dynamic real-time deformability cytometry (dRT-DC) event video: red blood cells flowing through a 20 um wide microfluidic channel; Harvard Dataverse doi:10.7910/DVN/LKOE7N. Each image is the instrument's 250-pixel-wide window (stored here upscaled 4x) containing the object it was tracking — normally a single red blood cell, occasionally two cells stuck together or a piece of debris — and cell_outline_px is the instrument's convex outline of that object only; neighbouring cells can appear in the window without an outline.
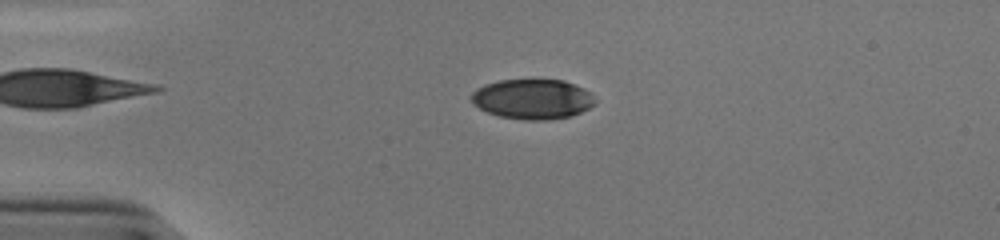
{"species": "human", "species_latin": "Homo sapiens", "temperature_condition": "cold", "stored_images_in_passage": 53, "camera_frame_rate_fps": 3000, "um_per_image_px": 0.085, "donor": {"sex": "male"}, "frame": {"image": 1, "passage_image": 13, "time_ms": 4.0, "image_size_px": [1000, 240], "cell_outline_px": [[596, 104], [572, 116], [548, 120], [524, 120], [500, 116], [488, 112], [472, 104], [472, 92], [476, 88], [484, 84], [500, 80], [564, 80], [584, 88], [592, 92], [596, 100]], "centroid_in_image_um": [45.29, 8.42], "position_along_channel_um": 39.7, "area_um2": 29.02}}
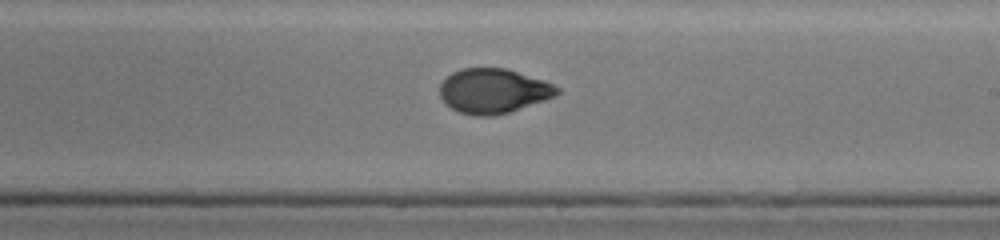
{"frame": {"image": 2, "passage_image": 32, "time_ms": 10.333, "image_size_px": [1000, 240], "cell_outline_px": [[560, 92], [556, 96], [508, 112], [492, 116], [476, 116], [460, 112], [452, 108], [440, 96], [440, 84], [452, 72], [464, 68], [508, 68], [544, 80], [560, 88]], "centroid_in_image_um": [41.95, 7.72], "position_along_channel_um": 247.0, "area_um2": 30.35}}
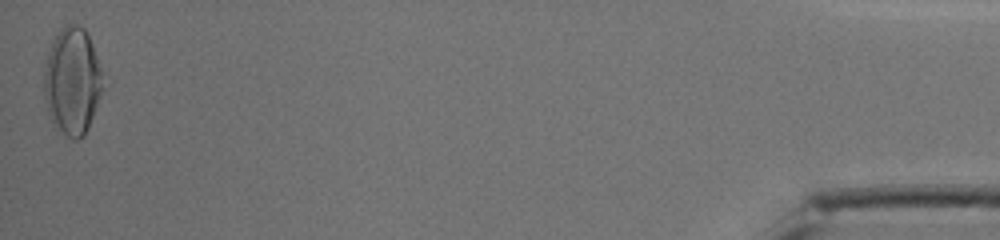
{"frame": {"image": 3, "passage_image": 53, "time_ms": 17.333, "image_size_px": [1000, 240], "cell_outline_px": [[100, 96], [88, 128], [84, 136], [76, 140], [72, 140], [52, 124], [48, 112], [44, 96], [44, 72], [48, 48], [52, 40], [60, 28], [64, 24], [76, 24], [84, 28], [92, 44], [100, 68]], "centroid_in_image_um": [6.09, 6.89], "position_along_channel_um": 429.1, "area_um2": 36.41}, "authors_computed_cell_mechanics": {"area_um2": 29.8826, "velocity_mm_per_s": 3.863, "shape_relaxation_time_tau1_ms": 5.0362, "shape_relaxation_time_tau2_ms": 1.1352, "deformation_change_tau1": 0.1746, "deformation_change_tau2": 0.0502}}